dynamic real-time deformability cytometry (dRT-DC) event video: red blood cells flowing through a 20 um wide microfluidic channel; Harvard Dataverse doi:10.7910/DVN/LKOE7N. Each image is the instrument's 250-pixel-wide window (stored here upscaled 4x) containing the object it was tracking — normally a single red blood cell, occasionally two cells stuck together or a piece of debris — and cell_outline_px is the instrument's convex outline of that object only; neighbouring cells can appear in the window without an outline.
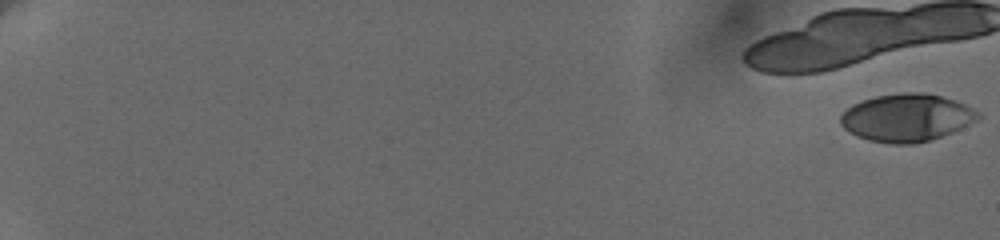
{"species": "human", "species_latin": "Homo sapiens", "temperature_condition": "cold", "stored_images_in_passage": 29, "camera_frame_rate_fps": 3000, "um_per_image_px": 0.085, "donor": {"sex": "female"}, "frame": {"image": 1, "passage_image": 1, "time_ms": 0.0, "image_size_px": [1000, 240], "cell_outline_px": [[980, 116], [960, 128], [940, 136], [928, 140], [912, 144], [892, 144], [868, 140], [856, 136], [844, 128], [840, 124], [840, 116], [852, 104], [876, 96], [904, 92], [912, 92], [940, 96], [964, 104], [976, 112]], "centroid_in_image_um": [76.98, 10.01], "position_along_channel_um": 8.0, "area_um2": 37.34}}
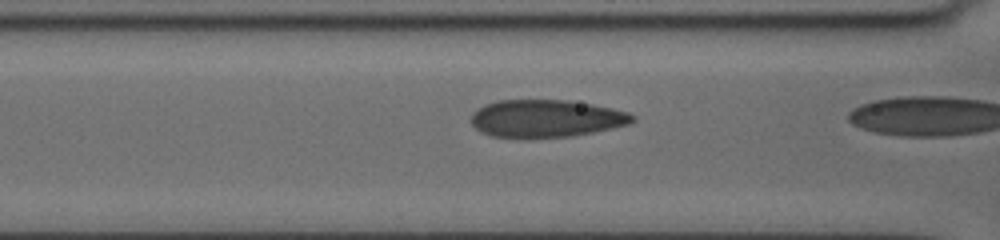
{"frame": {"image": 2, "passage_image": 25, "time_ms": 8.0, "image_size_px": [1000, 240], "cell_outline_px": [[636, 116], [628, 124], [612, 128], [592, 132], [568, 136], [492, 136], [480, 132], [472, 124], [472, 112], [476, 108], [484, 104], [496, 100], [568, 100], [592, 104], [612, 108], [628, 112]], "centroid_in_image_um": [46.39, 10.04], "position_along_channel_um": 120.2, "area_um2": 34.74}}
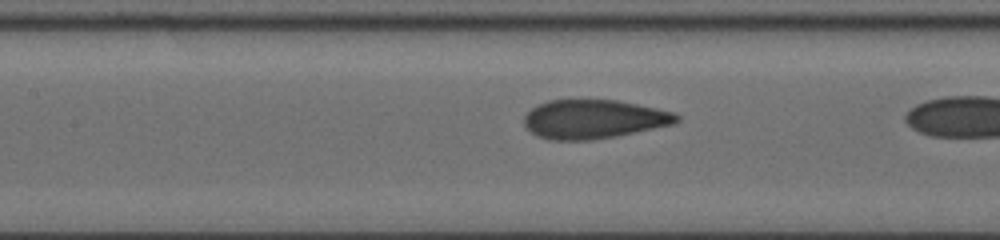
{"frame": {"image": 3, "passage_image": 28, "time_ms": 9.0, "image_size_px": [1000, 240], "cell_outline_px": [[680, 120], [672, 124], [612, 136], [588, 140], [552, 140], [536, 136], [524, 124], [524, 116], [532, 108], [548, 100], [616, 100], [676, 112], [680, 116]], "centroid_in_image_um": [50.45, 10.12], "position_along_channel_um": 157.0, "area_um2": 34.1}}